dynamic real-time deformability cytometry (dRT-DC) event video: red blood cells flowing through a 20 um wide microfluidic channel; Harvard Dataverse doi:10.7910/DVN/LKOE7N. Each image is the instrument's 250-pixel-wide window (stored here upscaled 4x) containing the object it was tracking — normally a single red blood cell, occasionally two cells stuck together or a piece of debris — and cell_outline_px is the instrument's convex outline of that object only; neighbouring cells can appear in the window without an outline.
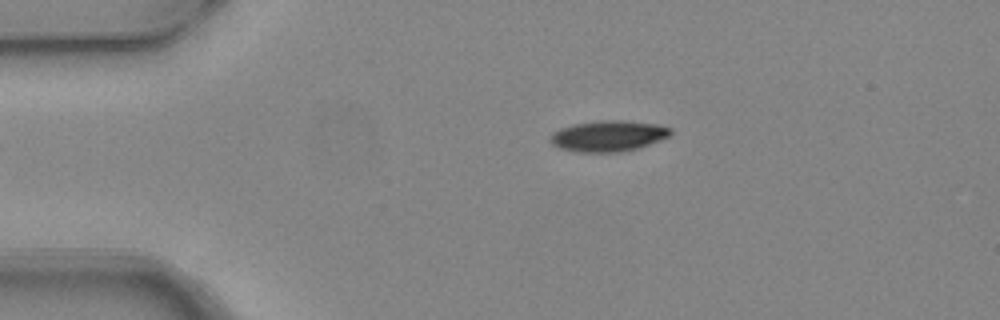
{"species": "common noctule bat (a hibernating species)", "species_latin": "Nyctalus noctula", "temperature_condition": "warm", "stored_images_in_passage": 2, "camera_frame_rate_fps": 3000, "um_per_image_px": 0.085, "animal": {"sex": "female", "body_mass_g": 24.6, "forearm_length_mm": 56.2}, "frame": {"image": 1, "passage_image": 2, "time_ms": 0.333, "image_size_px": [1000, 320], "cell_outline_px": [[672, 132], [668, 136], [660, 140], [636, 148], [620, 152], [576, 152], [560, 148], [552, 144], [552, 132], [560, 128], [572, 124], [600, 120], [620, 120], [656, 124], [672, 128]], "centroid_in_image_um": [51.69, 11.55], "position_along_channel_um": 33.3, "area_um2": 21.5}}